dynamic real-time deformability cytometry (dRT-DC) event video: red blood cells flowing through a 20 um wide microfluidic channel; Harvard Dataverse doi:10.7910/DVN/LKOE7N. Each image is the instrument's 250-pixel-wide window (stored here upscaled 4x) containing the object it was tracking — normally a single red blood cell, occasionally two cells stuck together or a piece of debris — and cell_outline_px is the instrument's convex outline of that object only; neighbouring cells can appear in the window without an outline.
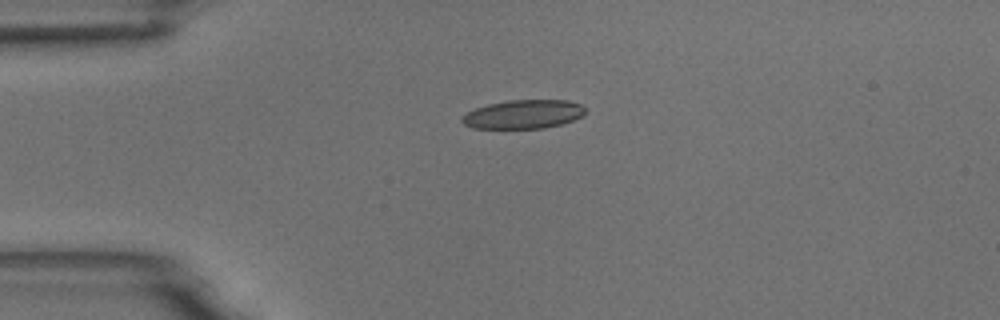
{"species": "common noctule bat (a hibernating species)", "species_latin": "Nyctalus noctula", "temperature_condition": "room temperature", "stored_images_in_passage": 2, "camera_frame_rate_fps": 3000, "um_per_image_px": 0.085, "animal": {"sex": "male", "body_mass_g": 18.8}, "frame": {"image": 1, "passage_image": 1, "time_ms": 0.0, "image_size_px": [1000, 320], "cell_outline_px": [[588, 108], [584, 116], [560, 124], [544, 128], [472, 128], [464, 124], [460, 120], [460, 116], [476, 108], [488, 104], [508, 100], [568, 100], [580, 104]], "centroid_in_image_um": [44.51, 9.71], "position_along_channel_um": 40.5, "area_um2": 20.81}}